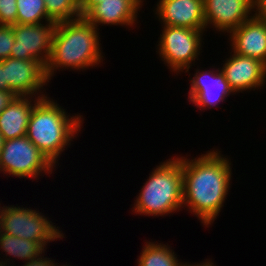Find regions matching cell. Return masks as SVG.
<instances>
[{
	"label": "cell",
	"instance_id": "obj_3",
	"mask_svg": "<svg viewBox=\"0 0 266 266\" xmlns=\"http://www.w3.org/2000/svg\"><path fill=\"white\" fill-rule=\"evenodd\" d=\"M74 115H68L48 96L41 98L31 112L26 137L54 166L83 124L82 115Z\"/></svg>",
	"mask_w": 266,
	"mask_h": 266
},
{
	"label": "cell",
	"instance_id": "obj_20",
	"mask_svg": "<svg viewBox=\"0 0 266 266\" xmlns=\"http://www.w3.org/2000/svg\"><path fill=\"white\" fill-rule=\"evenodd\" d=\"M48 17L55 23L82 16L79 0H44Z\"/></svg>",
	"mask_w": 266,
	"mask_h": 266
},
{
	"label": "cell",
	"instance_id": "obj_24",
	"mask_svg": "<svg viewBox=\"0 0 266 266\" xmlns=\"http://www.w3.org/2000/svg\"><path fill=\"white\" fill-rule=\"evenodd\" d=\"M16 97L13 92L0 91V113L4 110L8 104Z\"/></svg>",
	"mask_w": 266,
	"mask_h": 266
},
{
	"label": "cell",
	"instance_id": "obj_18",
	"mask_svg": "<svg viewBox=\"0 0 266 266\" xmlns=\"http://www.w3.org/2000/svg\"><path fill=\"white\" fill-rule=\"evenodd\" d=\"M142 249L137 259L138 266H181L183 263L177 259V255L168 244L146 241Z\"/></svg>",
	"mask_w": 266,
	"mask_h": 266
},
{
	"label": "cell",
	"instance_id": "obj_22",
	"mask_svg": "<svg viewBox=\"0 0 266 266\" xmlns=\"http://www.w3.org/2000/svg\"><path fill=\"white\" fill-rule=\"evenodd\" d=\"M16 0H0V25L12 26L17 20Z\"/></svg>",
	"mask_w": 266,
	"mask_h": 266
},
{
	"label": "cell",
	"instance_id": "obj_8",
	"mask_svg": "<svg viewBox=\"0 0 266 266\" xmlns=\"http://www.w3.org/2000/svg\"><path fill=\"white\" fill-rule=\"evenodd\" d=\"M56 24L47 22V24L12 25L15 41L10 57L36 60L46 66L51 54L52 37Z\"/></svg>",
	"mask_w": 266,
	"mask_h": 266
},
{
	"label": "cell",
	"instance_id": "obj_5",
	"mask_svg": "<svg viewBox=\"0 0 266 266\" xmlns=\"http://www.w3.org/2000/svg\"><path fill=\"white\" fill-rule=\"evenodd\" d=\"M162 35L158 43L159 57L164 64L178 75L181 71L188 72L202 50V37L206 30H194L187 27H162Z\"/></svg>",
	"mask_w": 266,
	"mask_h": 266
},
{
	"label": "cell",
	"instance_id": "obj_25",
	"mask_svg": "<svg viewBox=\"0 0 266 266\" xmlns=\"http://www.w3.org/2000/svg\"><path fill=\"white\" fill-rule=\"evenodd\" d=\"M102 2V0H79V6L82 16H84L94 5Z\"/></svg>",
	"mask_w": 266,
	"mask_h": 266
},
{
	"label": "cell",
	"instance_id": "obj_4",
	"mask_svg": "<svg viewBox=\"0 0 266 266\" xmlns=\"http://www.w3.org/2000/svg\"><path fill=\"white\" fill-rule=\"evenodd\" d=\"M149 175L134 202L132 211L136 215L164 216L183 208V173L179 157L161 162Z\"/></svg>",
	"mask_w": 266,
	"mask_h": 266
},
{
	"label": "cell",
	"instance_id": "obj_13",
	"mask_svg": "<svg viewBox=\"0 0 266 266\" xmlns=\"http://www.w3.org/2000/svg\"><path fill=\"white\" fill-rule=\"evenodd\" d=\"M229 34L232 52L266 65V19L258 12Z\"/></svg>",
	"mask_w": 266,
	"mask_h": 266
},
{
	"label": "cell",
	"instance_id": "obj_27",
	"mask_svg": "<svg viewBox=\"0 0 266 266\" xmlns=\"http://www.w3.org/2000/svg\"><path fill=\"white\" fill-rule=\"evenodd\" d=\"M0 91H9L4 85V60L0 61Z\"/></svg>",
	"mask_w": 266,
	"mask_h": 266
},
{
	"label": "cell",
	"instance_id": "obj_15",
	"mask_svg": "<svg viewBox=\"0 0 266 266\" xmlns=\"http://www.w3.org/2000/svg\"><path fill=\"white\" fill-rule=\"evenodd\" d=\"M144 0H102L94 5L84 17L97 30L99 25L133 26Z\"/></svg>",
	"mask_w": 266,
	"mask_h": 266
},
{
	"label": "cell",
	"instance_id": "obj_17",
	"mask_svg": "<svg viewBox=\"0 0 266 266\" xmlns=\"http://www.w3.org/2000/svg\"><path fill=\"white\" fill-rule=\"evenodd\" d=\"M0 248L2 249V252H5L7 259H5V261H3V259L2 261L0 260V266H9L10 256L28 262L45 251L37 242L11 236L4 232L0 233ZM7 255H9V259L7 258Z\"/></svg>",
	"mask_w": 266,
	"mask_h": 266
},
{
	"label": "cell",
	"instance_id": "obj_12",
	"mask_svg": "<svg viewBox=\"0 0 266 266\" xmlns=\"http://www.w3.org/2000/svg\"><path fill=\"white\" fill-rule=\"evenodd\" d=\"M220 70L234 94L259 89L266 82V65L264 63L235 52L230 55Z\"/></svg>",
	"mask_w": 266,
	"mask_h": 266
},
{
	"label": "cell",
	"instance_id": "obj_16",
	"mask_svg": "<svg viewBox=\"0 0 266 266\" xmlns=\"http://www.w3.org/2000/svg\"><path fill=\"white\" fill-rule=\"evenodd\" d=\"M32 98L34 96H16L1 111L0 134L4 141L26 135L31 112L35 104L41 99V97Z\"/></svg>",
	"mask_w": 266,
	"mask_h": 266
},
{
	"label": "cell",
	"instance_id": "obj_29",
	"mask_svg": "<svg viewBox=\"0 0 266 266\" xmlns=\"http://www.w3.org/2000/svg\"><path fill=\"white\" fill-rule=\"evenodd\" d=\"M3 142H4L3 137L0 134V153H1V150H2V147H3Z\"/></svg>",
	"mask_w": 266,
	"mask_h": 266
},
{
	"label": "cell",
	"instance_id": "obj_7",
	"mask_svg": "<svg viewBox=\"0 0 266 266\" xmlns=\"http://www.w3.org/2000/svg\"><path fill=\"white\" fill-rule=\"evenodd\" d=\"M54 166L26 135L5 140L0 153V171L18 178L52 174ZM39 175V176H38ZM33 177V178H32Z\"/></svg>",
	"mask_w": 266,
	"mask_h": 266
},
{
	"label": "cell",
	"instance_id": "obj_21",
	"mask_svg": "<svg viewBox=\"0 0 266 266\" xmlns=\"http://www.w3.org/2000/svg\"><path fill=\"white\" fill-rule=\"evenodd\" d=\"M14 41L12 26L0 25V61L10 57Z\"/></svg>",
	"mask_w": 266,
	"mask_h": 266
},
{
	"label": "cell",
	"instance_id": "obj_19",
	"mask_svg": "<svg viewBox=\"0 0 266 266\" xmlns=\"http://www.w3.org/2000/svg\"><path fill=\"white\" fill-rule=\"evenodd\" d=\"M16 3V24H40L43 19L45 23L53 22L47 15L44 0H16Z\"/></svg>",
	"mask_w": 266,
	"mask_h": 266
},
{
	"label": "cell",
	"instance_id": "obj_9",
	"mask_svg": "<svg viewBox=\"0 0 266 266\" xmlns=\"http://www.w3.org/2000/svg\"><path fill=\"white\" fill-rule=\"evenodd\" d=\"M48 82L45 66L38 61L11 57L4 60V85L16 96L37 94L43 98L46 95L40 92Z\"/></svg>",
	"mask_w": 266,
	"mask_h": 266
},
{
	"label": "cell",
	"instance_id": "obj_6",
	"mask_svg": "<svg viewBox=\"0 0 266 266\" xmlns=\"http://www.w3.org/2000/svg\"><path fill=\"white\" fill-rule=\"evenodd\" d=\"M1 232L37 242L44 250L51 241L64 238L63 232L41 212L14 205L2 208Z\"/></svg>",
	"mask_w": 266,
	"mask_h": 266
},
{
	"label": "cell",
	"instance_id": "obj_11",
	"mask_svg": "<svg viewBox=\"0 0 266 266\" xmlns=\"http://www.w3.org/2000/svg\"><path fill=\"white\" fill-rule=\"evenodd\" d=\"M214 70L196 69V74L190 80L188 99L196 107L201 108L199 110L217 107L220 102L225 101L227 96L234 94L220 68Z\"/></svg>",
	"mask_w": 266,
	"mask_h": 266
},
{
	"label": "cell",
	"instance_id": "obj_10",
	"mask_svg": "<svg viewBox=\"0 0 266 266\" xmlns=\"http://www.w3.org/2000/svg\"><path fill=\"white\" fill-rule=\"evenodd\" d=\"M203 6L206 28L213 25L225 33L238 28L254 15L252 12H257V0H203Z\"/></svg>",
	"mask_w": 266,
	"mask_h": 266
},
{
	"label": "cell",
	"instance_id": "obj_2",
	"mask_svg": "<svg viewBox=\"0 0 266 266\" xmlns=\"http://www.w3.org/2000/svg\"><path fill=\"white\" fill-rule=\"evenodd\" d=\"M98 31L84 16L58 22L52 37L50 58L45 66L48 80L52 79L56 69L85 70L98 65L101 60L103 62Z\"/></svg>",
	"mask_w": 266,
	"mask_h": 266
},
{
	"label": "cell",
	"instance_id": "obj_1",
	"mask_svg": "<svg viewBox=\"0 0 266 266\" xmlns=\"http://www.w3.org/2000/svg\"><path fill=\"white\" fill-rule=\"evenodd\" d=\"M221 151L210 150L195 159L179 157L183 173V207L203 225H211L224 206L230 189L231 162Z\"/></svg>",
	"mask_w": 266,
	"mask_h": 266
},
{
	"label": "cell",
	"instance_id": "obj_14",
	"mask_svg": "<svg viewBox=\"0 0 266 266\" xmlns=\"http://www.w3.org/2000/svg\"><path fill=\"white\" fill-rule=\"evenodd\" d=\"M155 14L162 26L205 30L203 0H159Z\"/></svg>",
	"mask_w": 266,
	"mask_h": 266
},
{
	"label": "cell",
	"instance_id": "obj_23",
	"mask_svg": "<svg viewBox=\"0 0 266 266\" xmlns=\"http://www.w3.org/2000/svg\"><path fill=\"white\" fill-rule=\"evenodd\" d=\"M44 251L35 258H32L30 261L25 262L23 266H57V263H54L51 258L44 257L42 255Z\"/></svg>",
	"mask_w": 266,
	"mask_h": 266
},
{
	"label": "cell",
	"instance_id": "obj_26",
	"mask_svg": "<svg viewBox=\"0 0 266 266\" xmlns=\"http://www.w3.org/2000/svg\"><path fill=\"white\" fill-rule=\"evenodd\" d=\"M257 12L266 19V0H257Z\"/></svg>",
	"mask_w": 266,
	"mask_h": 266
},
{
	"label": "cell",
	"instance_id": "obj_28",
	"mask_svg": "<svg viewBox=\"0 0 266 266\" xmlns=\"http://www.w3.org/2000/svg\"><path fill=\"white\" fill-rule=\"evenodd\" d=\"M181 266H215L214 264H213V262L211 261V260H205V262H202V263H194V264H188L187 262H185V263H182V265Z\"/></svg>",
	"mask_w": 266,
	"mask_h": 266
},
{
	"label": "cell",
	"instance_id": "obj_30",
	"mask_svg": "<svg viewBox=\"0 0 266 266\" xmlns=\"http://www.w3.org/2000/svg\"><path fill=\"white\" fill-rule=\"evenodd\" d=\"M2 208L0 207V233H1V223H2Z\"/></svg>",
	"mask_w": 266,
	"mask_h": 266
}]
</instances>
